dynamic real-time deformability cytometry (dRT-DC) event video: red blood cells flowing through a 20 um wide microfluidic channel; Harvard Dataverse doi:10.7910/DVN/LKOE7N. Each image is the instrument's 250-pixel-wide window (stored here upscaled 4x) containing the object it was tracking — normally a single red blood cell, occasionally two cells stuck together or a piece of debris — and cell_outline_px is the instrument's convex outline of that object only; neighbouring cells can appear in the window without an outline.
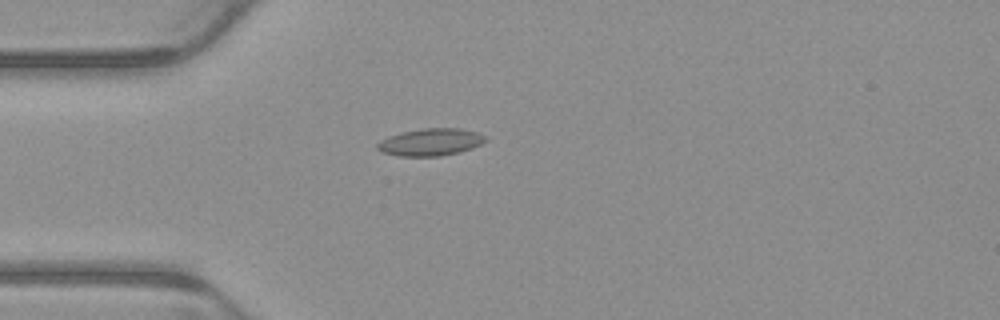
{"species": "common noctule bat (a hibernating species)", "species_latin": "Nyctalus noctula", "temperature_condition": "warm", "stored_images_in_passage": 4, "camera_frame_rate_fps": 3000, "um_per_image_px": 0.085, "animal": {"sex": "male", "body_mass_g": 23.1, "forearm_length_mm": 52.7}, "frame": {"image": 1, "passage_image": 4, "time_ms": 1.0, "image_size_px": [1000, 320], "cell_outline_px": [[488, 140], [472, 148], [460, 152], [440, 156], [396, 156], [380, 152], [376, 148], [376, 144], [380, 140], [388, 136], [400, 132], [424, 128], [460, 128], [476, 132], [488, 136]], "centroid_in_image_um": [36.58, 12.08], "position_along_channel_um": 48.4, "area_um2": 17.46}}